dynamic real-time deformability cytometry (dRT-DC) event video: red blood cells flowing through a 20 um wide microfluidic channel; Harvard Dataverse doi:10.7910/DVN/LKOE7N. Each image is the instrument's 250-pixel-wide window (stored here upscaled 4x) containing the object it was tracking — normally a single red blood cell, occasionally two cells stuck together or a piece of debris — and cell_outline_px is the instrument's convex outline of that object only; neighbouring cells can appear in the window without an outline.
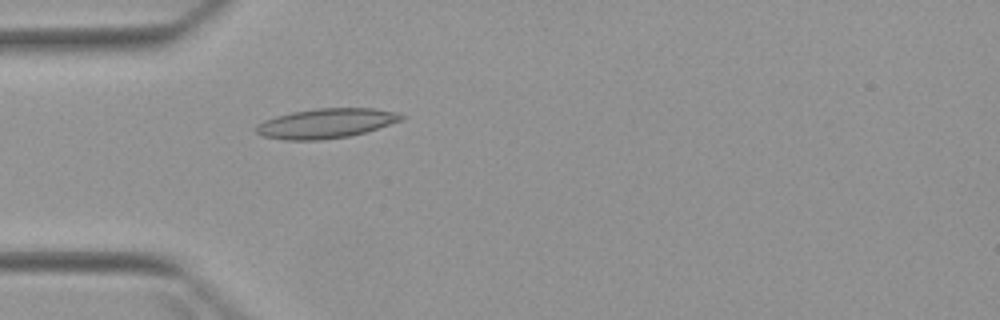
{"species": "Egyptian fruit bat (a non-hibernating species)", "species_latin": "Rousettus aegyptiacus", "temperature_condition": "warm", "stored_images_in_passage": 5, "camera_frame_rate_fps": 3000, "um_per_image_px": 0.085, "animal": {"sex": "female"}, "frame": {"image": 1, "passage_image": 5, "time_ms": 4.667, "image_size_px": [1000, 320], "cell_outline_px": [[404, 120], [364, 132], [348, 136], [320, 140], [284, 140], [260, 136], [252, 128], [256, 124], [264, 120], [276, 116], [292, 112], [316, 108], [372, 108], [396, 112], [404, 116]], "centroid_in_image_um": [27.65, 10.49], "position_along_channel_um": 57.4, "area_um2": 25.26}}